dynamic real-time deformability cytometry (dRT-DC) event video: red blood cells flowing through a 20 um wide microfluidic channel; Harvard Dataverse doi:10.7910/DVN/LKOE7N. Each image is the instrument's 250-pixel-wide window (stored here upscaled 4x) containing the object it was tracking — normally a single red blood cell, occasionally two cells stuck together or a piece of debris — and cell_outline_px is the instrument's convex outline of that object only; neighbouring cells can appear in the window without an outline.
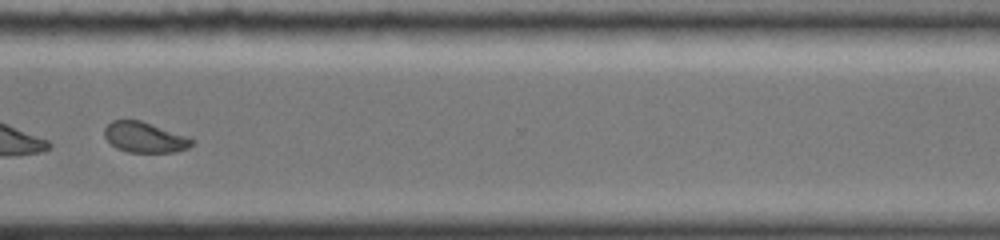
{"species": "common noctule bat (a hibernating species)", "species_latin": "Nyctalus noctula", "temperature_condition": "cold", "stored_images_in_passage": 44, "camera_frame_rate_fps": 3000, "um_per_image_px": 0.085, "animal": {"sex": "female", "body_mass_g": 19.0, "forearm_length_mm": 51.5}, "frame": {"image": 1, "passage_image": 36, "time_ms": 11.667, "image_size_px": [1000, 240], "cell_outline_px": [[196, 140], [188, 148], [176, 152], [128, 152], [116, 148], [104, 136], [104, 128], [112, 120], [140, 120], [188, 136]], "centroid_in_image_um": [12.31, 11.67], "position_along_channel_um": 358.3, "area_um2": 15.55}, "authors_computed_cell_mechanics": {"area_um2": 17.34, "velocity_mm_per_s": 4.0123, "shape_relaxation_time_tau1_ms": 10.6846, "shape_relaxation_time_tau2_ms": 2.088, "deformation_change_tau1": 0.1611, "deformation_change_tau2": 0.0361}}